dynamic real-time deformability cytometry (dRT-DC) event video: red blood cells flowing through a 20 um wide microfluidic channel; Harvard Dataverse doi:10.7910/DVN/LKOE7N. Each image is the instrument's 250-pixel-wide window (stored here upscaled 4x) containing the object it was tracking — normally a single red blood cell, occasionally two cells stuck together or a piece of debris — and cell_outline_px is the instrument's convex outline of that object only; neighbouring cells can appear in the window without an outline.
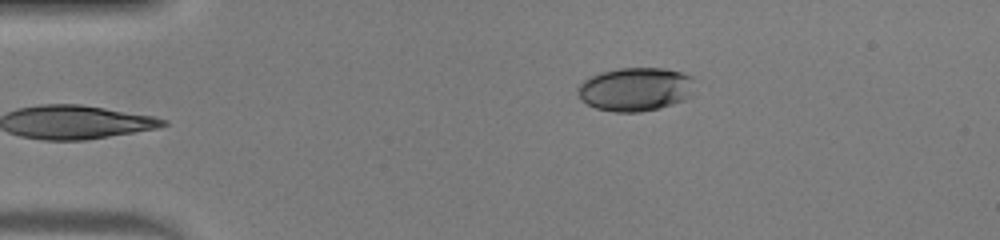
{"species": "human", "species_latin": "Homo sapiens", "temperature_condition": "warm", "stored_images_in_passage": 40, "camera_frame_rate_fps": 3000, "um_per_image_px": 0.085, "donor": {"sex": "male"}, "frame": {"image": 1, "passage_image": 1, "time_ms": 0.0, "image_size_px": [1000, 240], "cell_outline_px": [[692, 76], [688, 96], [684, 100], [660, 108], [640, 112], [616, 112], [596, 108], [580, 100], [576, 92], [580, 84], [584, 80], [592, 76], [604, 72], [620, 68], [664, 68], [680, 72]], "centroid_in_image_um": [53.96, 7.59], "position_along_channel_um": 31.0, "area_um2": 29.3}}
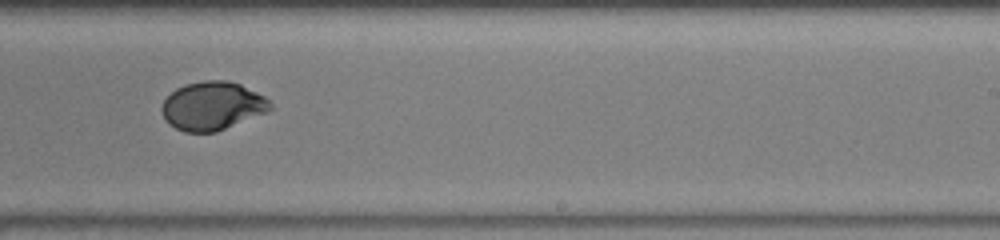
{"frame": {"image": 2, "passage_image": 22, "time_ms": 7.0, "image_size_px": [1000, 240], "cell_outline_px": [[272, 108], [268, 112], [216, 132], [184, 132], [168, 124], [160, 108], [164, 100], [176, 88], [184, 84], [204, 80], [228, 80], [240, 84], [264, 96], [272, 104]], "centroid_in_image_um": [18.05, 9.0], "position_along_channel_um": 271.0, "area_um2": 30.69}}
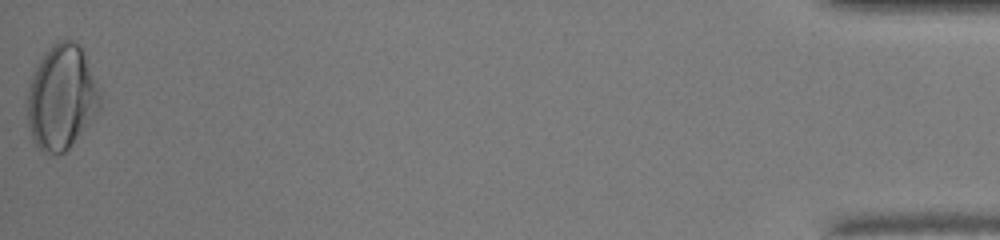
{"frame": {"image": 3, "passage_image": 40, "time_ms": 13.0, "image_size_px": [1000, 240], "cell_outline_px": [[100, 108], [88, 124], [68, 148], [64, 152], [44, 152], [36, 144], [32, 136], [28, 124], [28, 92], [32, 76], [40, 60], [48, 48], [52, 44], [60, 40], [72, 40], [80, 44], [84, 52], [100, 96]], "centroid_in_image_um": [5.23, 8.24], "position_along_channel_um": 430.0, "area_um2": 43.29}, "authors_computed_cell_mechanics": {"area_um2": 31.1253, "velocity_mm_per_s": 4.2685, "shape_relaxation_time_tau1_ms": 4.2938, "shape_relaxation_time_tau2_ms": null, "deformation_change_tau1": 0.1915, "deformation_change_tau2": null}}